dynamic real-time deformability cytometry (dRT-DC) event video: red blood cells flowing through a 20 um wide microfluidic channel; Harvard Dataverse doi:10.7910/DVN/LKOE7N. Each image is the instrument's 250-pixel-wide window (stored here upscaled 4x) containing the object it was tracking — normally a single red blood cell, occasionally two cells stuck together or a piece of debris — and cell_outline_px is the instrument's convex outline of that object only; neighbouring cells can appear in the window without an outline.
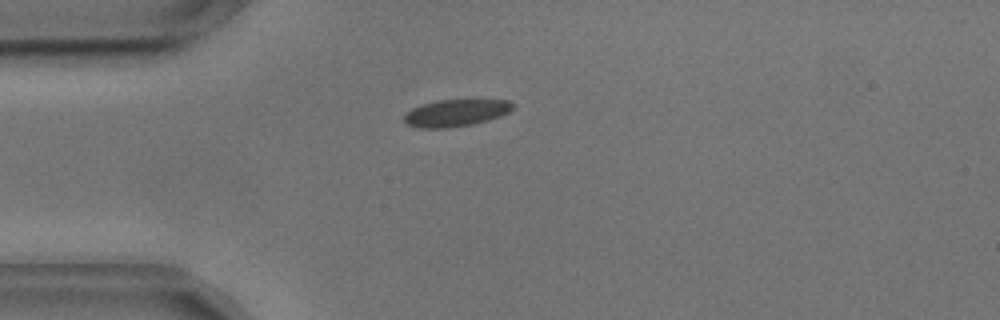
{"species": "common noctule bat (a hibernating species)", "species_latin": "Nyctalus noctula", "temperature_condition": "cold", "stored_images_in_passage": 4, "camera_frame_rate_fps": 3000, "um_per_image_px": 0.085, "animal": {"sex": "male", "body_mass_g": 17.9, "forearm_length_mm": 54.2}, "frame": {"image": 1, "passage_image": 1, "time_ms": 0.0, "image_size_px": [1000, 320], "cell_outline_px": [[516, 104], [508, 112], [500, 116], [488, 120], [472, 124], [448, 128], [420, 128], [408, 124], [404, 120], [404, 116], [412, 108], [436, 100], [512, 100]], "centroid_in_image_um": [38.78, 9.59], "position_along_channel_um": 46.2, "area_um2": 16.99}}